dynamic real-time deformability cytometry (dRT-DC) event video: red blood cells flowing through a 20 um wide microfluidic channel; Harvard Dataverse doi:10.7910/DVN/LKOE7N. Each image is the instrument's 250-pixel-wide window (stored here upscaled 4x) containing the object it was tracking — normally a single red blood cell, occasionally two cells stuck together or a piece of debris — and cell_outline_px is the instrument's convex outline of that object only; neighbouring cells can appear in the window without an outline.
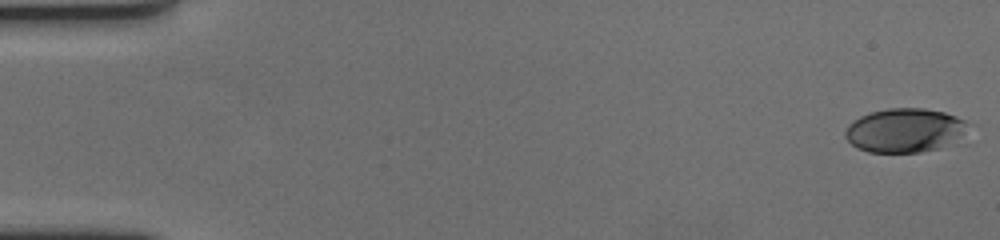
{"species": "human", "species_latin": "Homo sapiens", "temperature_condition": "cold", "stored_images_in_passage": 61, "camera_frame_rate_fps": 3000, "um_per_image_px": 0.085, "donor": {"sex": "female"}, "frame": {"image": 1, "passage_image": 1, "time_ms": 0.0, "image_size_px": [1000, 240], "cell_outline_px": [[972, 124], [968, 144], [920, 152], [868, 152], [856, 148], [844, 136], [844, 132], [848, 124], [852, 120], [860, 116], [872, 112], [888, 108], [924, 108], [944, 112], [956, 116]], "centroid_in_image_um": [77.12, 11.11], "position_along_channel_um": 7.9, "area_um2": 33.23}}
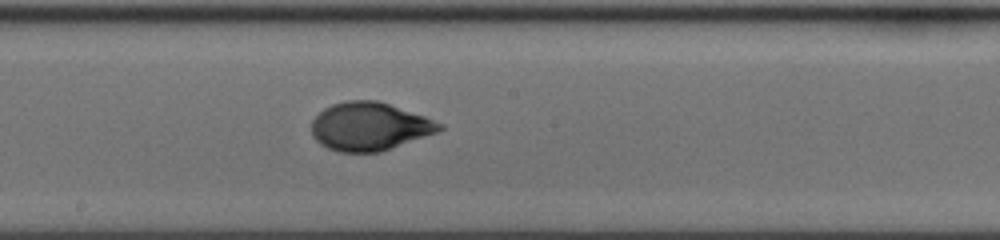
{"frame": {"image": 2, "passage_image": 34, "time_ms": 11.0, "image_size_px": [1000, 240], "cell_outline_px": [[444, 128], [436, 132], [380, 152], [340, 152], [328, 148], [320, 144], [312, 136], [312, 120], [324, 108], [332, 104], [344, 100], [376, 100], [424, 116], [444, 124]], "centroid_in_image_um": [31.38, 10.75], "position_along_channel_um": 216.8, "area_um2": 35.66}}
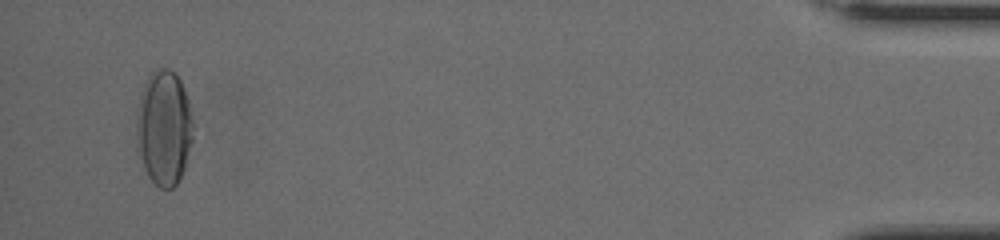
{"frame": {"image": 3, "passage_image": 59, "time_ms": 19.333, "image_size_px": [1000, 240], "cell_outline_px": [[192, 140], [184, 168], [176, 184], [172, 188], [160, 188], [148, 176], [136, 148], [136, 124], [140, 100], [144, 84], [148, 76], [156, 68], [168, 68], [180, 80], [188, 104], [192, 120]], "centroid_in_image_um": [13.91, 10.88], "position_along_channel_um": 421.3, "area_um2": 37.34}, "authors_computed_cell_mechanics": {"area_um2": 34.7956, "velocity_mm_per_s": 3.3953, "shape_relaxation_time_tau1_ms": 3.7369, "shape_relaxation_time_tau2_ms": 0.9626, "deformation_change_tau1": 0.1803, "deformation_change_tau2": 0.0476}}